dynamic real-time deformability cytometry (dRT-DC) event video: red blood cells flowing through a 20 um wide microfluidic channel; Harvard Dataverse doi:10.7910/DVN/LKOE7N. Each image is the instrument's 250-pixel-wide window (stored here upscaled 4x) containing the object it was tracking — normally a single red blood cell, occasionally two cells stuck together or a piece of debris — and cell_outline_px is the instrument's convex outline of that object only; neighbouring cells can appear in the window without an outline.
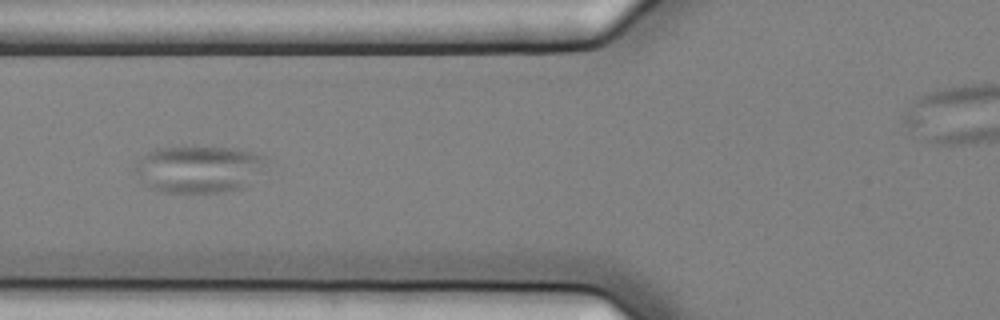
{"species": "common noctule bat (a hibernating species)", "species_latin": "Nyctalus noctula", "temperature_condition": "cold", "stored_images_in_passage": 10, "camera_frame_rate_fps": 3000, "um_per_image_px": 0.085, "animal": {"sex": "female", "body_mass_g": 25.1}, "frame": {"image": 1, "passage_image": 6, "time_ms": 1.667, "image_size_px": [1000, 320], "cell_outline_px": [[268, 160], [260, 172], [244, 188], [224, 192], [164, 192], [148, 188], [136, 172], [136, 164], [148, 152], [156, 148], [232, 148], [252, 152], [264, 156]], "centroid_in_image_um": [16.92, 14.39], "position_along_channel_um": 108.9, "area_um2": 35.43}}
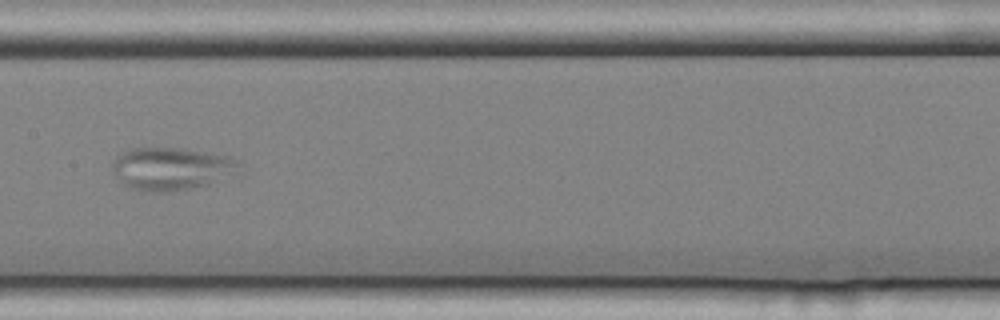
{"frame": {"image": 2, "passage_image": 8, "time_ms": 2.333, "image_size_px": [1000, 320], "cell_outline_px": [[236, 164], [216, 180], [208, 184], [192, 188], [168, 192], [148, 192], [128, 188], [116, 176], [112, 168], [112, 164], [116, 156], [120, 152], [128, 148], [184, 148], [212, 152], [228, 156], [236, 160]], "centroid_in_image_um": [14.38, 14.32], "position_along_channel_um": 193.0, "area_um2": 30.87}}
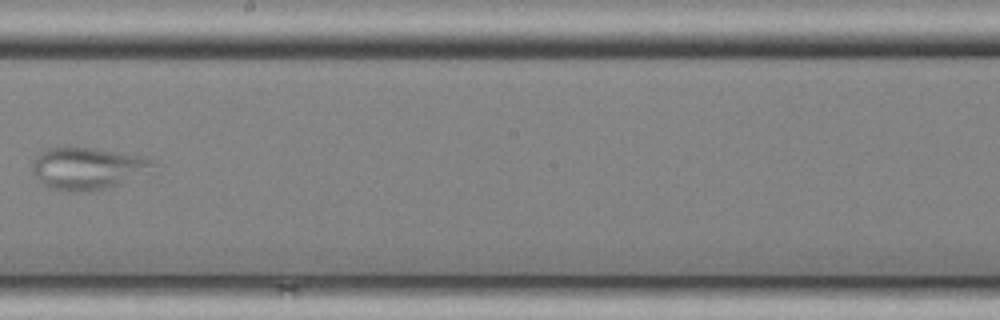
{"frame": {"image": 3, "passage_image": 9, "time_ms": 2.667, "image_size_px": [1000, 320], "cell_outline_px": [[156, 164], [120, 184], [104, 188], [84, 192], [68, 192], [48, 188], [32, 172], [32, 160], [40, 152], [48, 148], [96, 148], [148, 156], [156, 160]], "centroid_in_image_um": [7.4, 14.3], "position_along_channel_um": 240.8, "area_um2": 29.42}}